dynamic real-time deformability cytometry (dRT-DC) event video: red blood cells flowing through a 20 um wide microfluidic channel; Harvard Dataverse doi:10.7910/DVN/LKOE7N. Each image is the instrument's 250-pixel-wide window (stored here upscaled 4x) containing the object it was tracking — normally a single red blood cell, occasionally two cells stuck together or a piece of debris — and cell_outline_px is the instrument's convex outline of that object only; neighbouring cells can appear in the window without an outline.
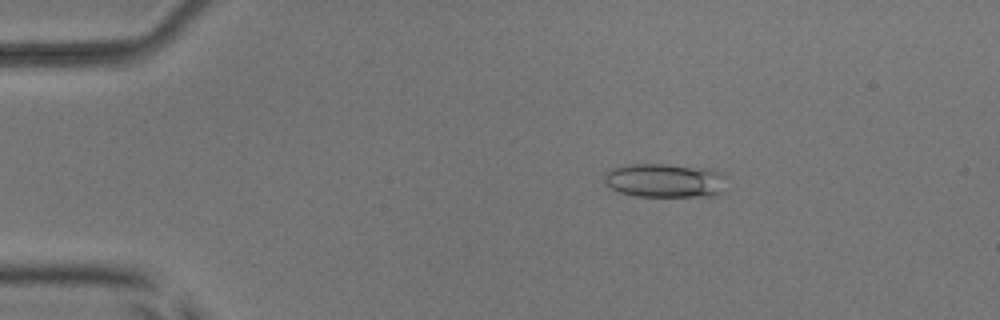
{"species": "common noctule bat (a hibernating species)", "species_latin": "Nyctalus noctula", "temperature_condition": "room temperature", "stored_images_in_passage": 53, "camera_frame_rate_fps": 3000, "um_per_image_px": 0.085, "animal": {"sex": "male", "body_mass_g": 17.9, "forearm_length_mm": 54.2}, "frame": {"image": 1, "passage_image": 10, "time_ms": 3.0, "image_size_px": [1000, 320], "cell_outline_px": [[728, 176], [724, 192], [716, 196], [636, 196], [620, 192], [604, 184], [604, 172], [612, 168], [632, 164], [664, 164], [708, 168], [720, 172]], "centroid_in_image_um": [56.58, 15.34], "position_along_channel_um": 28.4, "area_um2": 24.68}}
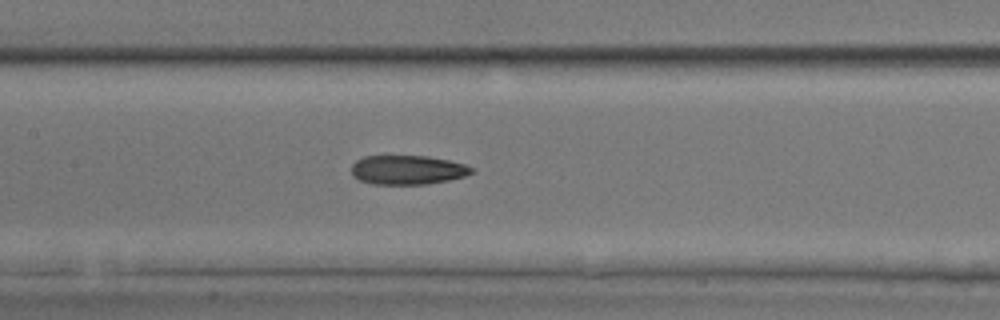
{"frame": {"image": 2, "passage_image": 26, "time_ms": 8.333, "image_size_px": [1000, 320], "cell_outline_px": [[476, 172], [464, 176], [448, 180], [424, 184], [372, 184], [360, 180], [352, 176], [352, 164], [356, 160], [364, 156], [428, 156], [448, 160], [464, 164], [472, 168]], "centroid_in_image_um": [34.63, 14.44], "position_along_channel_um": 172.8, "area_um2": 20.4}}
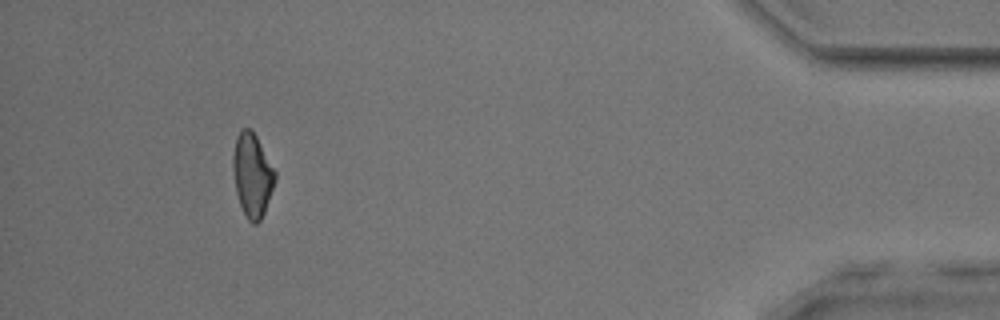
{"frame": {"image": 3, "passage_image": 49, "time_ms": 16.0, "image_size_px": [1000, 320], "cell_outline_px": [[276, 180], [264, 212], [260, 220], [256, 224], [252, 224], [248, 220], [240, 204], [236, 192], [232, 168], [232, 156], [236, 136], [240, 128], [252, 128], [276, 172]], "centroid_in_image_um": [21.43, 14.84], "position_along_channel_um": 413.8, "area_um2": 20.58}, "authors_computed_cell_mechanics": {"area_um2": 20.9814, "velocity_mm_per_s": 3.9463, "shape_relaxation_time_tau1_ms": null, "shape_relaxation_time_tau2_ms": 3.9275, "deformation_change_tau1": null, "deformation_change_tau2": 0.1211}}